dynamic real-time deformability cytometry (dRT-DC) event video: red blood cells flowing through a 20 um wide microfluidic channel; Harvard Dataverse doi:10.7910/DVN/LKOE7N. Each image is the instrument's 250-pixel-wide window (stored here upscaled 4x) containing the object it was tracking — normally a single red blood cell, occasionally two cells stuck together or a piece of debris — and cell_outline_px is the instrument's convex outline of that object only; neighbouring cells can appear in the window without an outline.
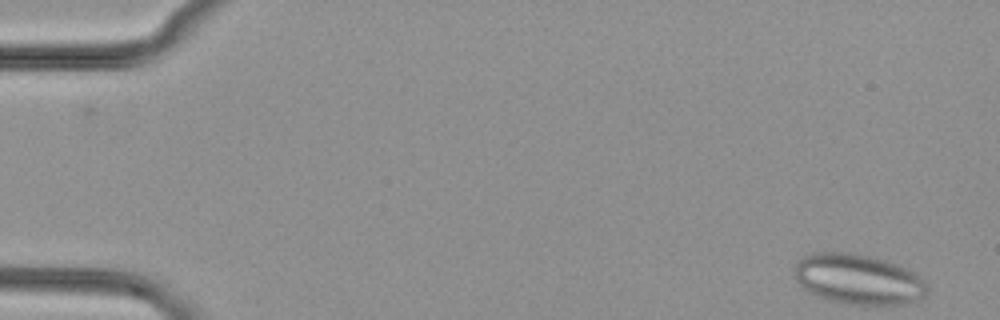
{"species": "common noctule bat (a hibernating species)", "species_latin": "Nyctalus noctula", "temperature_condition": "cold", "stored_images_in_passage": 51, "segment_of_instrument_passage": [1, 2], "camera_frame_rate_fps": 3000, "um_per_image_px": 0.085, "animal": {"sex": "female", "body_mass_g": 29.2, "forearm_length_mm": 56.3}, "frame": {"image": 1, "passage_image": 1, "time_ms": 0.0, "image_size_px": [1000, 320], "cell_outline_px": [[928, 296], [908, 304], [852, 304], [828, 300], [816, 296], [808, 292], [796, 280], [792, 268], [804, 256], [812, 252], [848, 252], [872, 256], [888, 260], [908, 268], [920, 276], [928, 284]], "centroid_in_image_um": [72.99, 23.73], "position_along_channel_um": 12.0, "area_um2": 39.54}}